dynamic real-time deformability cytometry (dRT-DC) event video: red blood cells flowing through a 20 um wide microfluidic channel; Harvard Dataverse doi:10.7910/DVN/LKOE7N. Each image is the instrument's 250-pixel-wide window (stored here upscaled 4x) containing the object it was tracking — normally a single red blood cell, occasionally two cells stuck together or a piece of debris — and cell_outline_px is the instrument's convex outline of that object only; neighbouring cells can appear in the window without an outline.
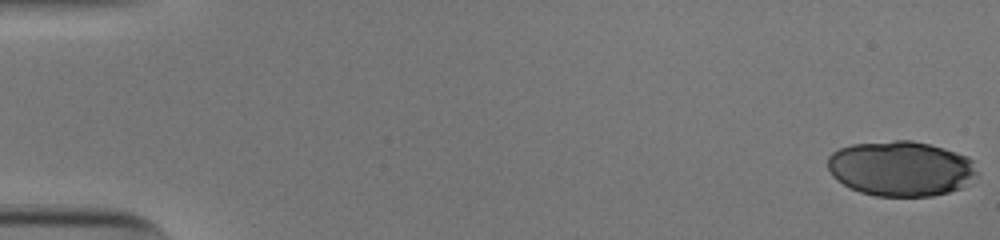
{"species": "human", "species_latin": "Homo sapiens", "temperature_condition": "cold", "stored_images_in_passage": 21, "camera_frame_rate_fps": 3000, "um_per_image_px": 0.085, "donor": {"sex": "male"}, "frame": {"image": 1, "passage_image": 1, "time_ms": 0.0, "image_size_px": [1000, 240], "cell_outline_px": [[980, 172], [976, 176], [960, 188], [948, 192], [932, 196], [876, 196], [860, 192], [836, 180], [832, 176], [828, 168], [828, 156], [832, 152], [840, 148], [852, 144], [896, 140], [912, 140], [944, 148], [968, 156], [972, 160]], "centroid_in_image_um": [76.58, 14.32], "position_along_channel_um": 8.4, "area_um2": 48.15}}
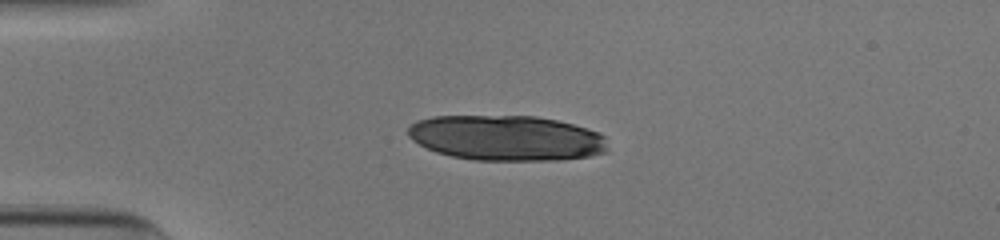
{"frame": {"image": 2, "passage_image": 14, "time_ms": 4.333, "image_size_px": [1000, 240], "cell_outline_px": [[608, 152], [592, 156], [560, 160], [472, 160], [452, 156], [436, 152], [412, 140], [408, 136], [408, 128], [416, 120], [432, 116], [536, 116], [556, 120], [572, 124], [600, 132], [604, 136], [608, 148]], "centroid_in_image_um": [43.07, 11.73], "position_along_channel_um": 41.9, "area_um2": 53.0}}